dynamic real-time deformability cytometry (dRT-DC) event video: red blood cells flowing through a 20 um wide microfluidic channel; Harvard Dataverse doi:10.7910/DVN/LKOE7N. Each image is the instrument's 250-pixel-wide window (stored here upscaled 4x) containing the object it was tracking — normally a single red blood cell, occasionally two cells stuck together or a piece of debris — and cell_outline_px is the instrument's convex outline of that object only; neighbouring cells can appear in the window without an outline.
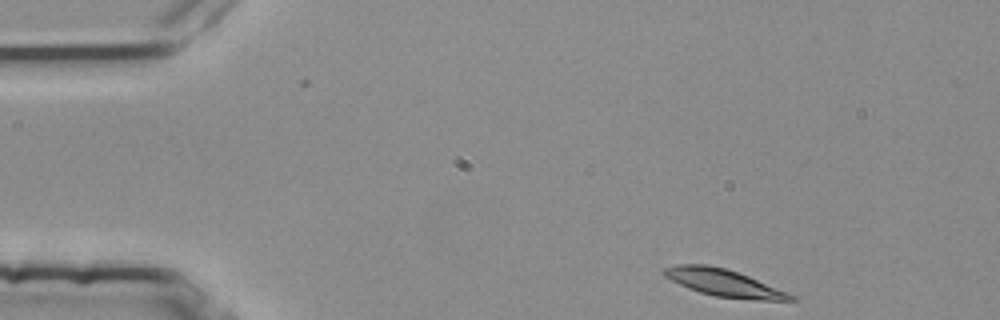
{"species": "common noctule bat (a hibernating species)", "species_latin": "Nyctalus noctula", "temperature_condition": "room temperature", "stored_images_in_passage": 3, "camera_frame_rate_fps": 3000, "um_per_image_px": 0.085, "animal": {"sex": "female", "body_mass_g": 25.1}, "frame": {"image": 1, "passage_image": 1, "time_ms": 0.0, "image_size_px": [1000, 320], "cell_outline_px": [[796, 300], [756, 300], [716, 296], [700, 292], [688, 288], [664, 276], [660, 272], [664, 268], [676, 264], [704, 264], [724, 268], [748, 276], [788, 292], [796, 296]], "centroid_in_image_um": [61.51, 24.04], "position_along_channel_um": 23.5, "area_um2": 19.83}}
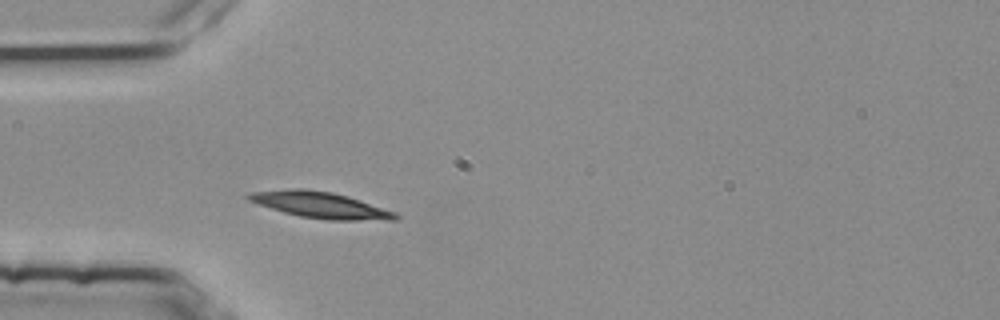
{"frame": {"image": 2, "passage_image": 3, "time_ms": 0.667, "image_size_px": [1000, 320], "cell_outline_px": [[400, 216], [396, 220], [328, 220], [300, 216], [284, 212], [248, 200], [244, 196], [248, 192], [288, 188], [308, 188], [332, 192], [348, 196], [396, 212]], "centroid_in_image_um": [27.22, 17.41], "position_along_channel_um": 57.8, "area_um2": 22.54}}